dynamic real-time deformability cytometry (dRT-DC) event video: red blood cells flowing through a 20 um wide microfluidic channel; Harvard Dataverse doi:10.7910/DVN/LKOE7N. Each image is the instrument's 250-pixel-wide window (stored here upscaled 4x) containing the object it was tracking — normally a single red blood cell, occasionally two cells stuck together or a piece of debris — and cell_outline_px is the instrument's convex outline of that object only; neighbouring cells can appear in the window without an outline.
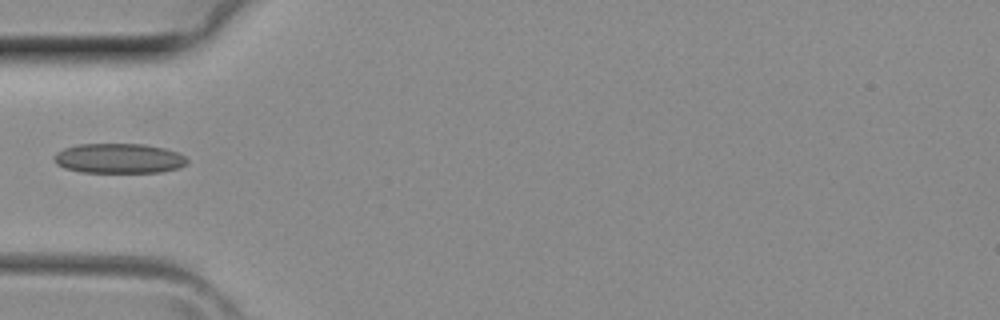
{"species": "common noctule bat (a hibernating species)", "species_latin": "Nyctalus noctula", "temperature_condition": "room temperature", "stored_images_in_passage": 4, "camera_frame_rate_fps": 3000, "um_per_image_px": 0.085, "animal": {"sex": "female", "body_mass_g": 29.2, "forearm_length_mm": 56.3}, "frame": {"image": 1, "passage_image": 4, "time_ms": 1.0, "image_size_px": [1000, 320], "cell_outline_px": [[188, 164], [180, 168], [160, 172], [80, 172], [64, 168], [56, 164], [52, 160], [56, 152], [64, 148], [76, 144], [144, 144], [164, 148], [176, 152], [184, 156], [188, 160]], "centroid_in_image_um": [10.08, 13.46], "position_along_channel_um": 74.9, "area_um2": 23.35}}